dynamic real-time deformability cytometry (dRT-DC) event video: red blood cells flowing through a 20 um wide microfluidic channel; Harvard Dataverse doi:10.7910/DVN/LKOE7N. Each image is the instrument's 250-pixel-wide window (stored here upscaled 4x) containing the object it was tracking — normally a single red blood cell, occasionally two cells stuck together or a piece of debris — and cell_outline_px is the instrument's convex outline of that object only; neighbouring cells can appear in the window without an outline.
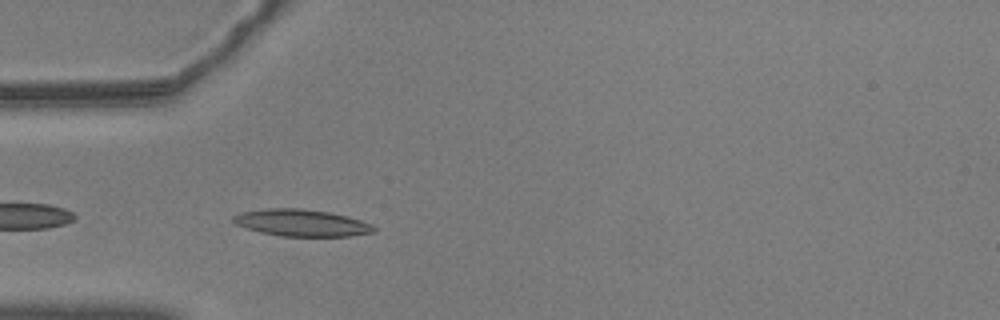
{"species": "common noctule bat (a hibernating species)", "species_latin": "Nyctalus noctula", "temperature_condition": "warm", "stored_images_in_passage": 19, "camera_frame_rate_fps": 3000, "um_per_image_px": 0.085, "animal": {"sex": "male", "body_mass_g": 20.5, "forearm_length_mm": 52.5}, "frame": {"image": 1, "passage_image": 2, "time_ms": 0.333, "image_size_px": [1000, 320], "cell_outline_px": [[376, 232], [348, 236], [280, 236], [260, 232], [236, 224], [232, 220], [232, 216], [240, 212], [268, 208], [300, 208], [332, 212], [348, 216], [372, 224], [376, 228]], "centroid_in_image_um": [25.65, 18.93], "position_along_channel_um": 59.3, "area_um2": 22.14}}
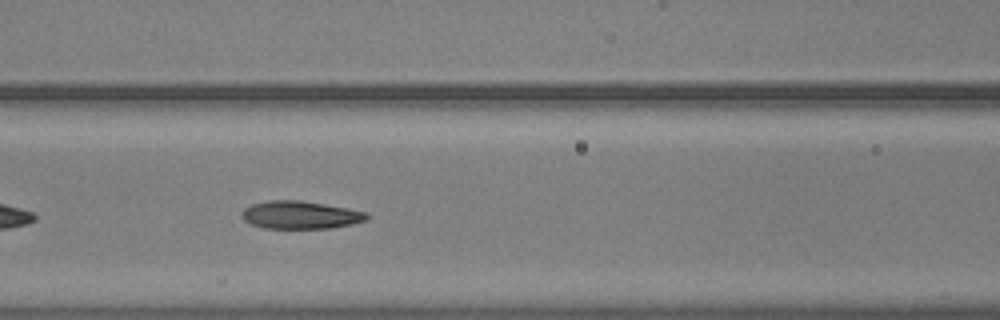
{"frame": {"image": 2, "passage_image": 9, "time_ms": 2.667, "image_size_px": [1000, 320], "cell_outline_px": [[368, 220], [352, 224], [328, 228], [264, 228], [252, 224], [244, 220], [240, 216], [240, 212], [244, 208], [252, 204], [268, 200], [300, 200], [348, 208], [368, 212]], "centroid_in_image_um": [25.52, 18.26], "position_along_channel_um": 141.1, "area_um2": 20.35}}
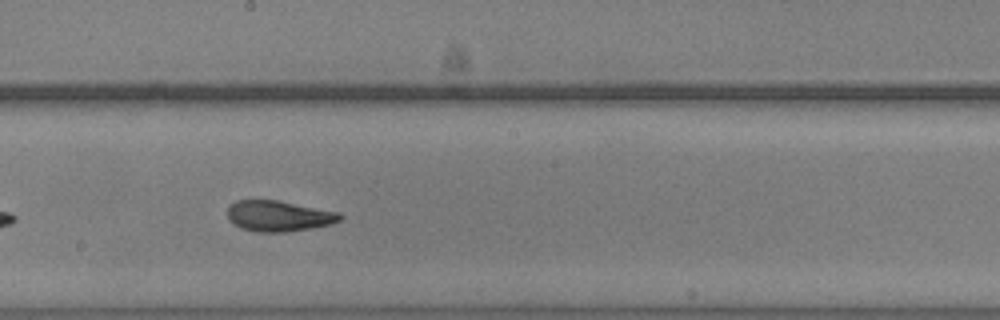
{"frame": {"image": 3, "passage_image": 16, "time_ms": 5.0, "image_size_px": [1000, 320], "cell_outline_px": [[344, 216], [340, 220], [332, 224], [312, 228], [288, 232], [256, 232], [240, 228], [228, 220], [228, 208], [236, 200], [276, 200], [340, 212]], "centroid_in_image_um": [23.7, 18.37], "position_along_channel_um": 224.5, "area_um2": 20.29}}